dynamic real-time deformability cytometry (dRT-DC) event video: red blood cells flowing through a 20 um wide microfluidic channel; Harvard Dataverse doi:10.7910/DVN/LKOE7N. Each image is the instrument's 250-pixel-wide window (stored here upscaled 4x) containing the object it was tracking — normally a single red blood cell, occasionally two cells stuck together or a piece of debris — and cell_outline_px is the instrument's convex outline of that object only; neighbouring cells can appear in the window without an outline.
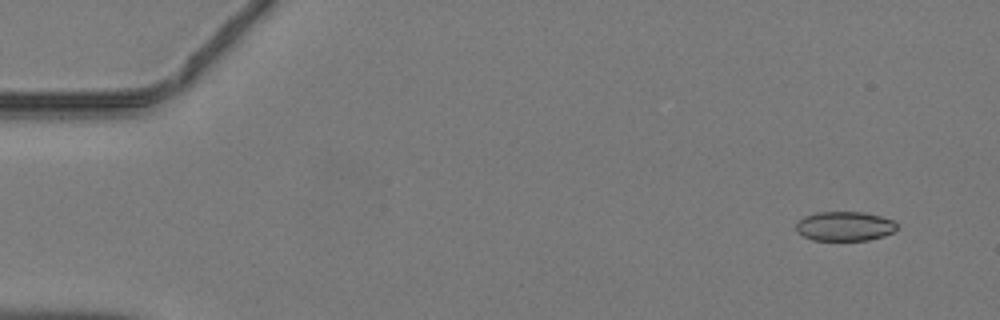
{"species": "common noctule bat (a hibernating species)", "species_latin": "Nyctalus noctula", "temperature_condition": "warm", "stored_images_in_passage": 43, "camera_frame_rate_fps": 3000, "um_per_image_px": 0.085, "animal": {"sex": "male", "body_mass_g": 19.2, "forearm_length_mm": 51.8}, "frame": {"image": 1, "passage_image": 4, "time_ms": 1.0, "image_size_px": [1000, 320], "cell_outline_px": [[896, 228], [892, 232], [884, 236], [868, 240], [812, 240], [804, 236], [796, 228], [796, 224], [804, 216], [816, 212], [864, 212], [880, 216], [892, 220], [896, 224]], "centroid_in_image_um": [71.79, 19.22], "position_along_channel_um": 13.2, "area_um2": 17.11}}
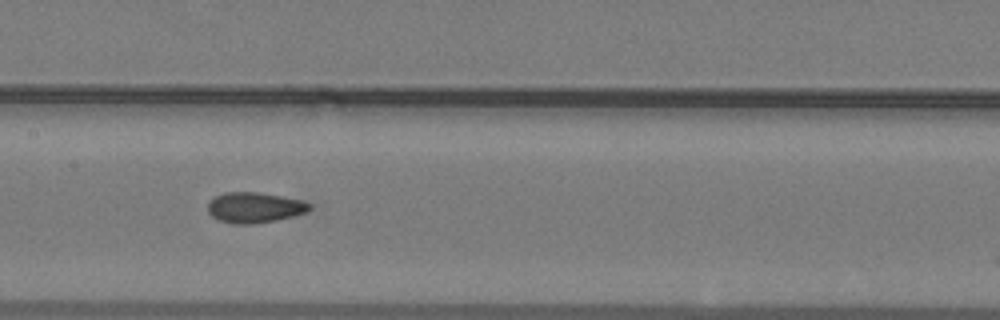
{"frame": {"image": 2, "passage_image": 24, "time_ms": 7.667, "image_size_px": [1000, 320], "cell_outline_px": [[312, 208], [308, 212], [276, 220], [252, 224], [232, 224], [220, 220], [212, 216], [208, 212], [208, 204], [216, 196], [224, 192], [256, 192], [304, 200], [312, 204]], "centroid_in_image_um": [21.67, 17.64], "position_along_channel_um": 185.7, "area_um2": 18.09}}
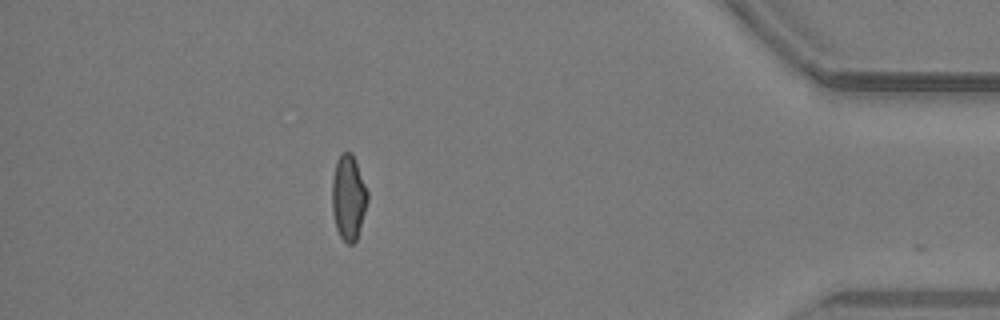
{"frame": {"image": 3, "passage_image": 42, "time_ms": 13.667, "image_size_px": [1000, 320], "cell_outline_px": [[368, 200], [356, 240], [352, 244], [348, 244], [340, 236], [336, 228], [332, 212], [332, 180], [336, 160], [340, 152], [352, 152], [356, 160], [368, 192]], "centroid_in_image_um": [29.61, 16.74], "position_along_channel_um": 405.6, "area_um2": 17.69}}